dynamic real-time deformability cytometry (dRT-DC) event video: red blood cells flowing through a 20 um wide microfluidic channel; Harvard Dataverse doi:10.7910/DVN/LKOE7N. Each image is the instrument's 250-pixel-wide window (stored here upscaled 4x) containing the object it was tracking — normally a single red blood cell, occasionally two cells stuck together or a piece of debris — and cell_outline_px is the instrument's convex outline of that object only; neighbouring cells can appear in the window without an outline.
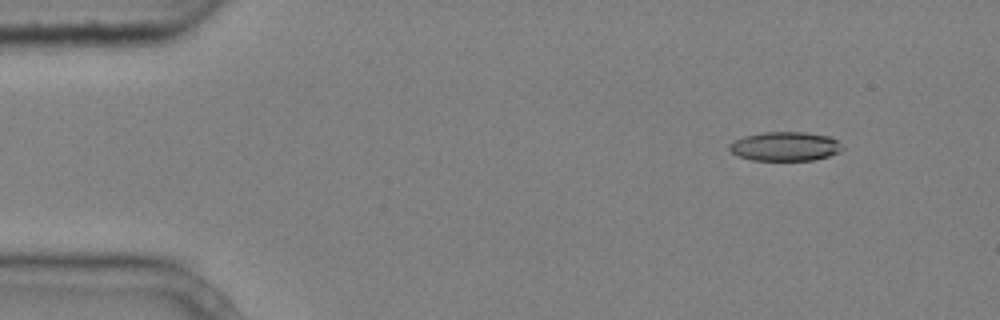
{"species": "common noctule bat (a hibernating species)", "species_latin": "Nyctalus noctula", "temperature_condition": "cold", "stored_images_in_passage": 4, "camera_frame_rate_fps": 3000, "um_per_image_px": 0.085, "animal": {"sex": "male", "body_mass_g": 20.4}, "frame": {"image": 1, "passage_image": 1, "time_ms": 0.0, "image_size_px": [1000, 320], "cell_outline_px": [[844, 148], [840, 152], [828, 156], [812, 160], [752, 160], [740, 156], [732, 152], [728, 148], [736, 140], [744, 136], [760, 132], [804, 132], [828, 136], [836, 140]], "centroid_in_image_um": [66.75, 12.44], "position_along_channel_um": 18.2, "area_um2": 18.96}}
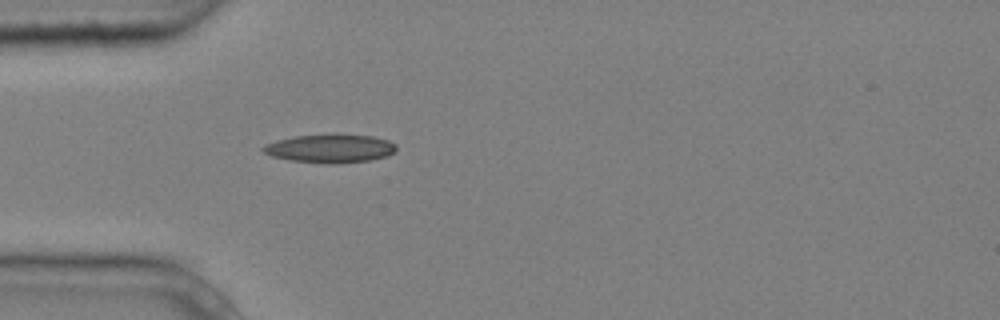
{"frame": {"image": 2, "passage_image": 4, "time_ms": 1.0, "image_size_px": [1000, 320], "cell_outline_px": [[396, 148], [388, 156], [372, 160], [336, 164], [328, 164], [292, 160], [272, 156], [264, 152], [260, 148], [264, 144], [276, 140], [296, 136], [372, 136], [388, 140], [396, 144]], "centroid_in_image_um": [28.06, 12.65], "position_along_channel_um": 56.9, "area_um2": 21.56}}